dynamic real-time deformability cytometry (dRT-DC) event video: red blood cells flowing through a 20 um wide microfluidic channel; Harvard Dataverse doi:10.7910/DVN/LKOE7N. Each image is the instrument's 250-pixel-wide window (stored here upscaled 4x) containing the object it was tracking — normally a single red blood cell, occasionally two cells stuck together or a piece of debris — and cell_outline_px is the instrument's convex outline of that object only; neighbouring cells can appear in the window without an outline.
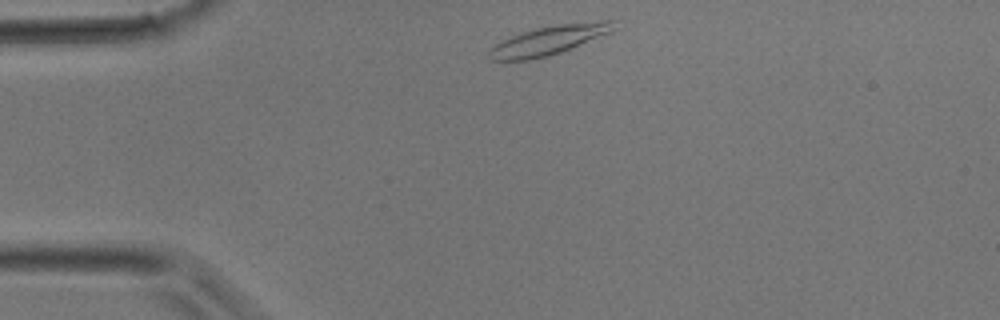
{"species": "common noctule bat (a hibernating species)", "species_latin": "Nyctalus noctula", "temperature_condition": "room temperature", "stored_images_in_passage": 30, "camera_frame_rate_fps": 3000, "um_per_image_px": 0.085, "animal": {"sex": "male", "body_mass_g": 17.9}, "frame": {"image": 1, "passage_image": 1, "time_ms": 0.0, "image_size_px": [1000, 320], "cell_outline_px": [[620, 28], [612, 32], [560, 52], [548, 56], [528, 60], [488, 60], [488, 52], [496, 44], [512, 36], [536, 28], [556, 24], [604, 20], [616, 20]], "centroid_in_image_um": [46.76, 3.4], "position_along_channel_um": 38.2, "area_um2": 21.15}}
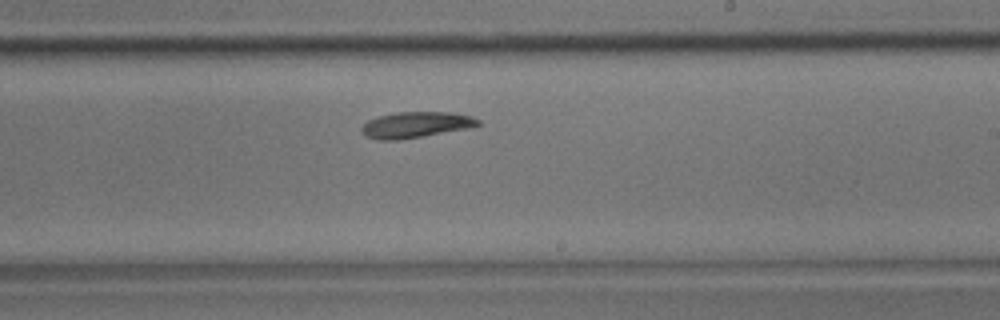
{"frame": {"image": 2, "passage_image": 15, "time_ms": 4.667, "image_size_px": [1000, 320], "cell_outline_px": [[480, 124], [472, 128], [396, 140], [376, 140], [364, 136], [360, 128], [368, 120], [380, 116], [396, 112], [448, 112], [472, 116], [480, 120]], "centroid_in_image_um": [35.34, 10.61], "position_along_channel_um": 253.7, "area_um2": 17.63}}
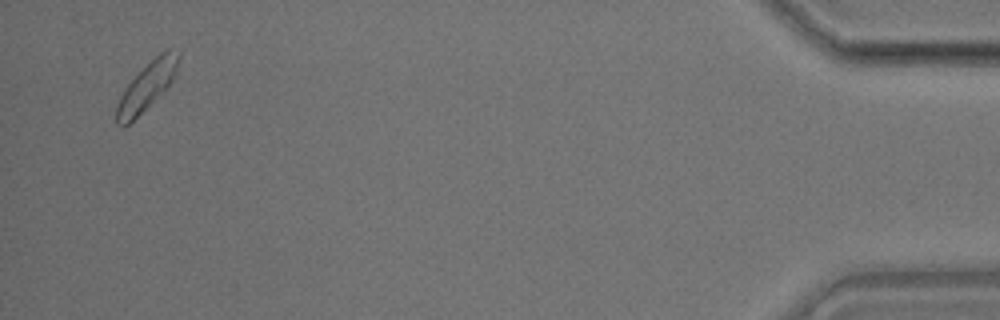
{"frame": {"image": 3, "passage_image": 29, "time_ms": 9.333, "image_size_px": [1000, 320], "cell_outline_px": [[180, 56], [176, 76], [124, 128], [116, 124], [116, 104], [120, 96], [128, 84], [160, 52], [168, 48], [180, 48]], "centroid_in_image_um": [12.51, 7.27], "position_along_channel_um": 422.7, "area_um2": 16.65}}